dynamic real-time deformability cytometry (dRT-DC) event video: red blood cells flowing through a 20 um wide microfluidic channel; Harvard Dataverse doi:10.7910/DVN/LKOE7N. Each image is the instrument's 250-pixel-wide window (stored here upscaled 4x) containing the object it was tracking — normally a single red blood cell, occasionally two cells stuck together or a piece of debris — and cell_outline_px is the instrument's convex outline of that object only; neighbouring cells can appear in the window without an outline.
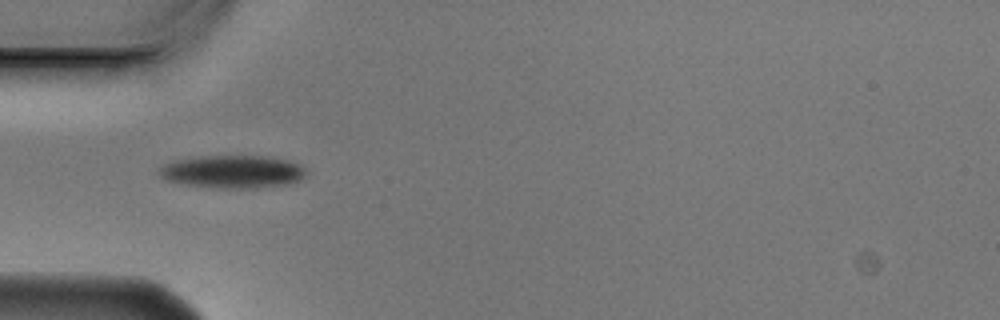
{"species": "Egyptian fruit bat (a non-hibernating species)", "species_latin": "Rousettus aegyptiacus", "temperature_condition": "cold", "stored_images_in_passage": 7, "camera_frame_rate_fps": 3000, "um_per_image_px": 0.085, "animal": {"sex": "male"}, "frame": {"image": 1, "passage_image": 3, "time_ms": 0.667, "image_size_px": [1000, 320], "cell_outline_px": [[308, 172], [300, 180], [284, 184], [252, 188], [216, 188], [184, 184], [164, 180], [160, 176], [160, 168], [164, 164], [172, 160], [200, 156], [268, 156], [288, 160], [300, 164]], "centroid_in_image_um": [19.76, 14.58], "position_along_channel_um": 65.2, "area_um2": 28.21}}
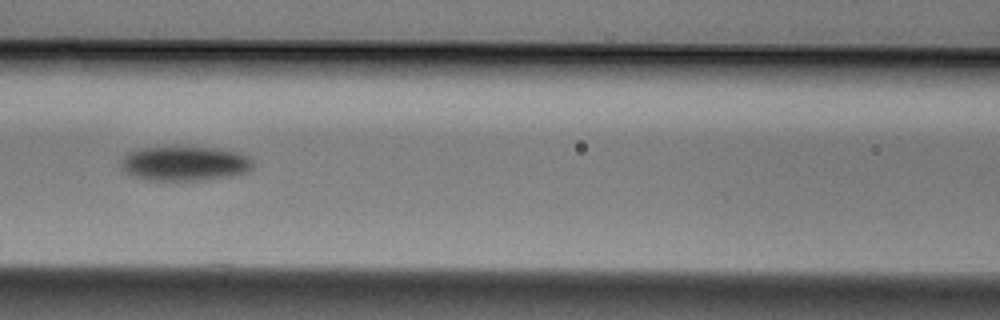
{"frame": {"image": 2, "passage_image": 5, "time_ms": 1.333, "image_size_px": [1000, 320], "cell_outline_px": [[256, 164], [248, 172], [232, 176], [204, 180], [148, 180], [128, 176], [124, 172], [120, 164], [120, 160], [128, 152], [140, 148], [172, 144], [192, 144], [220, 148], [240, 152], [248, 156]], "centroid_in_image_um": [15.7, 13.84], "position_along_channel_um": 150.9, "area_um2": 28.32}}
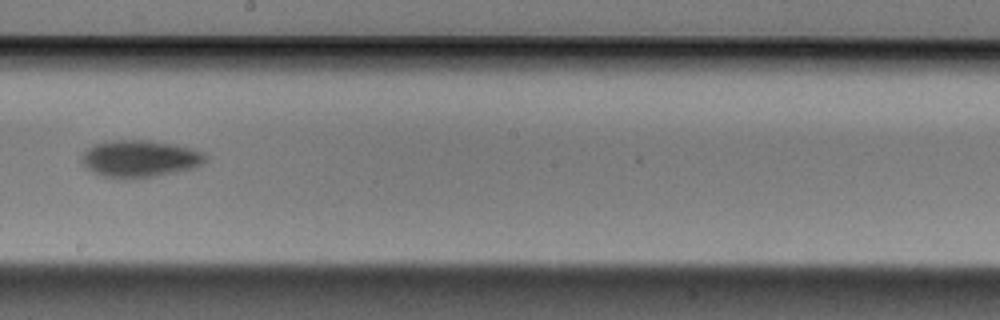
{"frame": {"image": 3, "passage_image": 7, "time_ms": 2.0, "image_size_px": [1000, 320], "cell_outline_px": [[208, 160], [192, 168], [176, 172], [156, 176], [124, 180], [100, 176], [92, 172], [80, 160], [80, 156], [92, 144], [112, 140], [148, 140], [176, 144], [204, 152], [208, 156]], "centroid_in_image_um": [11.87, 13.49], "position_along_channel_um": 236.3, "area_um2": 27.17}}